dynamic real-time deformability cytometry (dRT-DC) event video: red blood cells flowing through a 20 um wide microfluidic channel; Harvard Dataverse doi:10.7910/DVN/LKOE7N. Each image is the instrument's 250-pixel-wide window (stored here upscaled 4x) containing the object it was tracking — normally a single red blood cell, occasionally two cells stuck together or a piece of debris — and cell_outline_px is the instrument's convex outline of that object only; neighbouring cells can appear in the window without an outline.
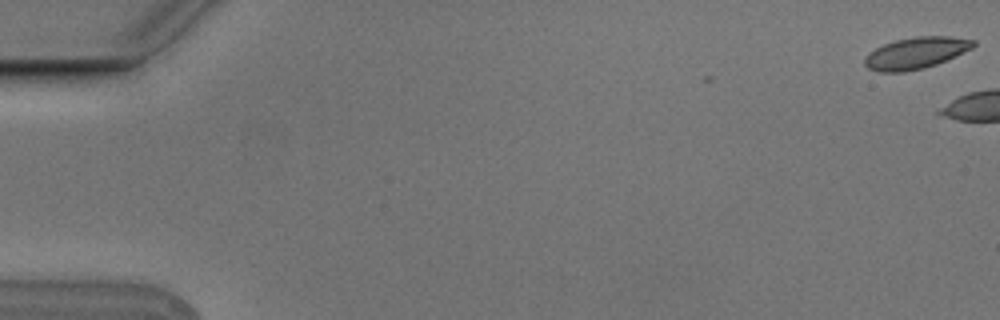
{"species": "Egyptian fruit bat (a non-hibernating species)", "species_latin": "Rousettus aegyptiacus", "temperature_condition": "cold", "stored_images_in_passage": 5, "camera_frame_rate_fps": 3000, "um_per_image_px": 0.085, "animal": {"sex": "male"}, "frame": {"image": 1, "passage_image": 1, "time_ms": 0.0, "image_size_px": [1000, 320], "cell_outline_px": [[976, 44], [972, 48], [936, 64], [924, 68], [904, 72], [880, 72], [868, 68], [864, 64], [864, 56], [868, 52], [884, 44], [896, 40], [916, 36], [948, 36], [976, 40]], "centroid_in_image_um": [77.82, 4.5], "position_along_channel_um": 7.2, "area_um2": 19.94}}